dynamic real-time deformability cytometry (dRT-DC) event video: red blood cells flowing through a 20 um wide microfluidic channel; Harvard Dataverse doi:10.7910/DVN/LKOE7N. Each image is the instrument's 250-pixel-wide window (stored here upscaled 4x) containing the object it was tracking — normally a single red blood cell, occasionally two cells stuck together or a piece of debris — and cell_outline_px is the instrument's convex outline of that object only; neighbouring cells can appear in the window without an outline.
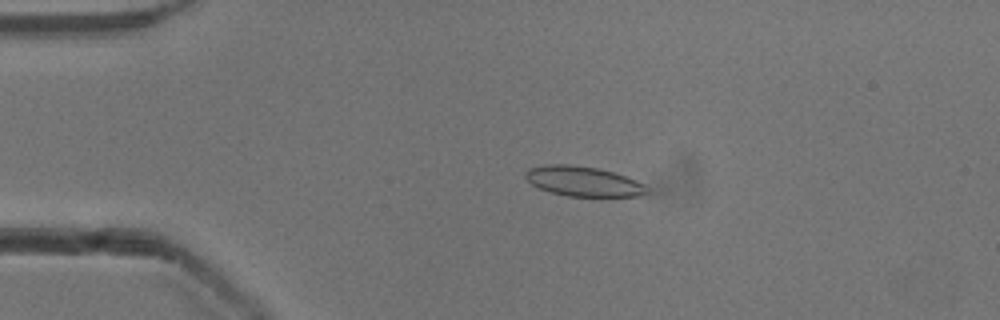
{"species": "common noctule bat (a hibernating species)", "species_latin": "Nyctalus noctula", "temperature_condition": "cold", "stored_images_in_passage": 48, "camera_frame_rate_fps": 3000, "um_per_image_px": 0.085, "animal": {"sex": "male", "body_mass_g": 13.3}, "frame": {"image": 1, "passage_image": 7, "time_ms": 2.0, "image_size_px": [1000, 320], "cell_outline_px": [[648, 192], [636, 196], [572, 196], [552, 192], [540, 188], [532, 184], [528, 180], [528, 172], [532, 168], [556, 164], [560, 164], [596, 168], [612, 172], [624, 176], [640, 184]], "centroid_in_image_um": [49.57, 15.43], "position_along_channel_um": 35.4, "area_um2": 19.94}}
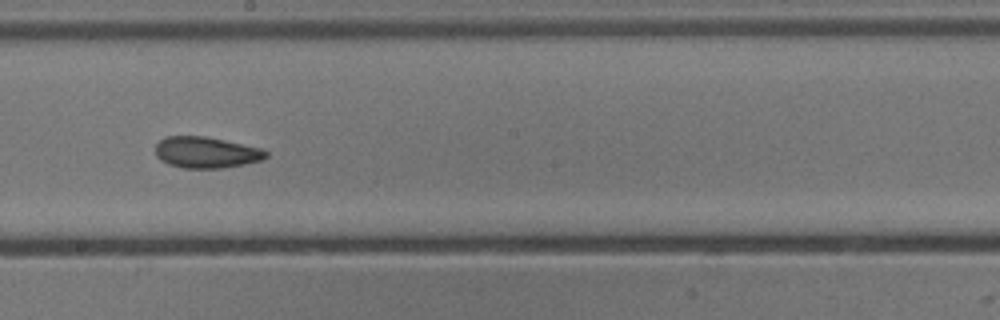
{"frame": {"image": 2, "passage_image": 25, "time_ms": 8.0, "image_size_px": [1000, 320], "cell_outline_px": [[268, 156], [260, 160], [240, 164], [216, 168], [184, 168], [172, 164], [156, 156], [156, 144], [160, 140], [168, 136], [204, 136], [260, 148], [268, 152]], "centroid_in_image_um": [17.51, 12.94], "position_along_channel_um": 230.7, "area_um2": 19.48}}
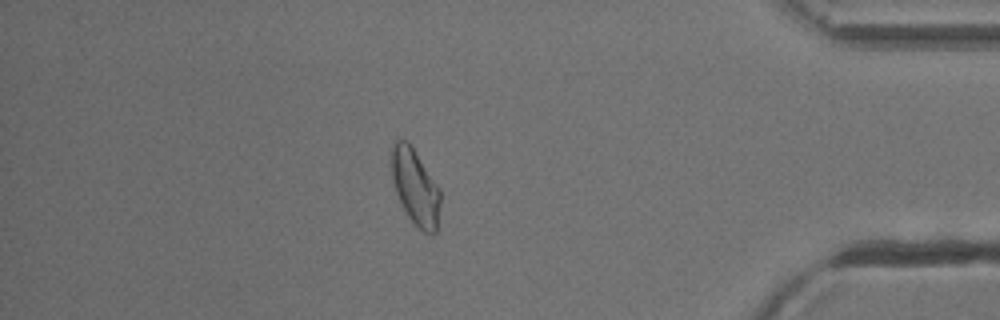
{"frame": {"image": 3, "passage_image": 41, "time_ms": 13.333, "image_size_px": [1000, 320], "cell_outline_px": [[440, 200], [436, 232], [424, 232], [408, 216], [396, 192], [392, 176], [392, 148], [396, 140], [404, 140], [412, 148], [440, 188]], "centroid_in_image_um": [35.31, 15.9], "position_along_channel_um": 399.9, "area_um2": 20.69}, "authors_computed_cell_mechanics": {"area_um2": 20.0566, "velocity_mm_per_s": 3.9217, "shape_relaxation_time_tau1_ms": null, "shape_relaxation_time_tau2_ms": 4.227, "deformation_change_tau1": null, "deformation_change_tau2": 0.1128}}